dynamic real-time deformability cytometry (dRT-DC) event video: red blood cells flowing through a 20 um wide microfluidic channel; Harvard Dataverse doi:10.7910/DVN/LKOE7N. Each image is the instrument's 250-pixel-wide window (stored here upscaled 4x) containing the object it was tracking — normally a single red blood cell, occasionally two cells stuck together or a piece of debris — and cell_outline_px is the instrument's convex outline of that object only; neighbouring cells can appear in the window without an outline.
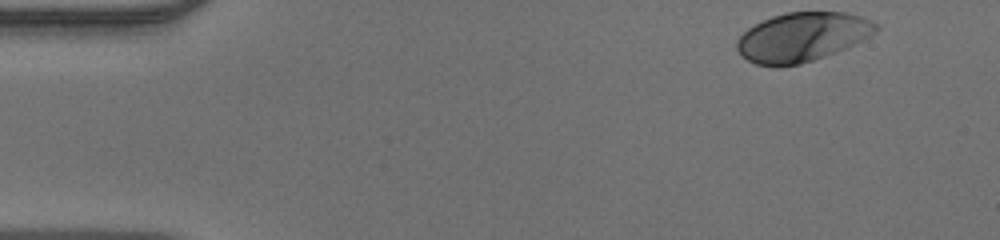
{"species": "human", "species_latin": "Homo sapiens", "temperature_condition": "warm", "stored_images_in_passage": 46, "camera_frame_rate_fps": 3000, "um_per_image_px": 0.085, "donor": {"sex": "male"}, "frame": {"image": 1, "passage_image": 1, "time_ms": 0.0, "image_size_px": [1000, 240], "cell_outline_px": [[880, 28], [876, 32], [836, 52], [800, 64], [756, 64], [748, 60], [736, 48], [736, 40], [748, 28], [772, 16], [788, 12], [844, 12], [860, 16], [872, 20], [880, 24]], "centroid_in_image_um": [68.22, 3.11], "position_along_channel_um": 16.8, "area_um2": 39.02}}
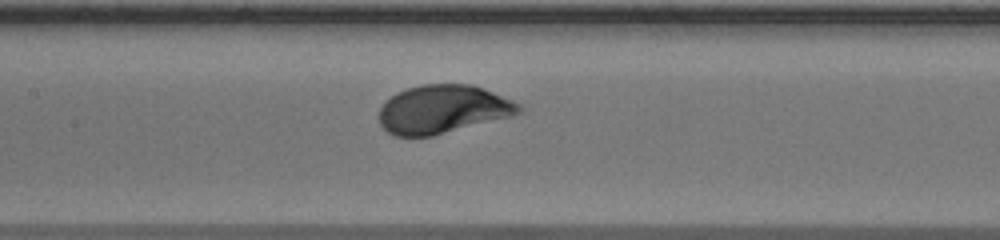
{"frame": {"image": 2, "passage_image": 20, "time_ms": 6.333, "image_size_px": [1000, 240], "cell_outline_px": [[524, 108], [520, 112], [512, 116], [432, 136], [392, 136], [380, 124], [380, 108], [396, 92], [420, 84], [472, 84], [512, 100], [520, 104]], "centroid_in_image_um": [37.65, 9.29], "position_along_channel_um": 169.8, "area_um2": 39.25}}
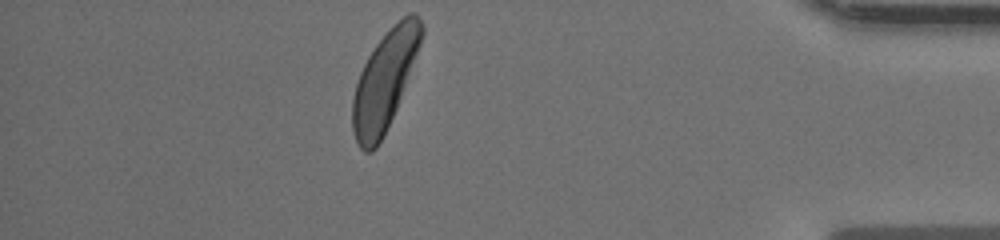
{"frame": {"image": 3, "passage_image": 40, "time_ms": 13.0, "image_size_px": [1000, 240], "cell_outline_px": [[424, 32], [420, 44], [396, 108], [376, 148], [372, 152], [364, 152], [360, 148], [356, 140], [352, 128], [352, 100], [356, 84], [360, 72], [368, 56], [376, 44], [408, 12], [416, 12], [424, 24]], "centroid_in_image_um": [32.68, 6.85], "position_along_channel_um": 402.5, "area_um2": 38.55}}